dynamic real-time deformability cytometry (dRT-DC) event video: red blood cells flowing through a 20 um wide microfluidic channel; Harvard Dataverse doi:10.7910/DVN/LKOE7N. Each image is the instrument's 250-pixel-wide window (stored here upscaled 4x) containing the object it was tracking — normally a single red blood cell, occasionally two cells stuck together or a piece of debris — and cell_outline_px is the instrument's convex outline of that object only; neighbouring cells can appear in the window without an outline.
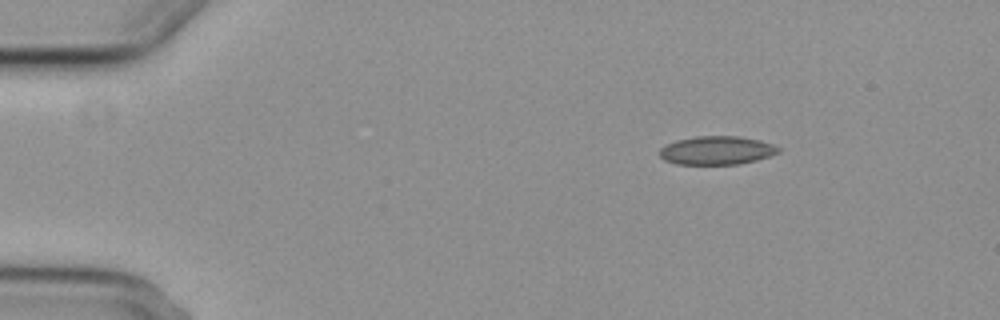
{"species": "common noctule bat (a hibernating species)", "species_latin": "Nyctalus noctula", "temperature_condition": "cold", "stored_images_in_passage": 3, "camera_frame_rate_fps": 3000, "um_per_image_px": 0.085, "animal": {"sex": "female", "body_mass_g": 29.2, "forearm_length_mm": 56.3}, "frame": {"image": 1, "passage_image": 1, "time_ms": 0.0, "image_size_px": [1000, 320], "cell_outline_px": [[784, 148], [780, 152], [756, 160], [740, 164], [676, 164], [664, 160], [660, 156], [660, 148], [664, 144], [676, 140], [696, 136], [736, 136], [760, 140]], "centroid_in_image_um": [60.92, 12.78], "position_along_channel_um": 24.1, "area_um2": 19.88}}